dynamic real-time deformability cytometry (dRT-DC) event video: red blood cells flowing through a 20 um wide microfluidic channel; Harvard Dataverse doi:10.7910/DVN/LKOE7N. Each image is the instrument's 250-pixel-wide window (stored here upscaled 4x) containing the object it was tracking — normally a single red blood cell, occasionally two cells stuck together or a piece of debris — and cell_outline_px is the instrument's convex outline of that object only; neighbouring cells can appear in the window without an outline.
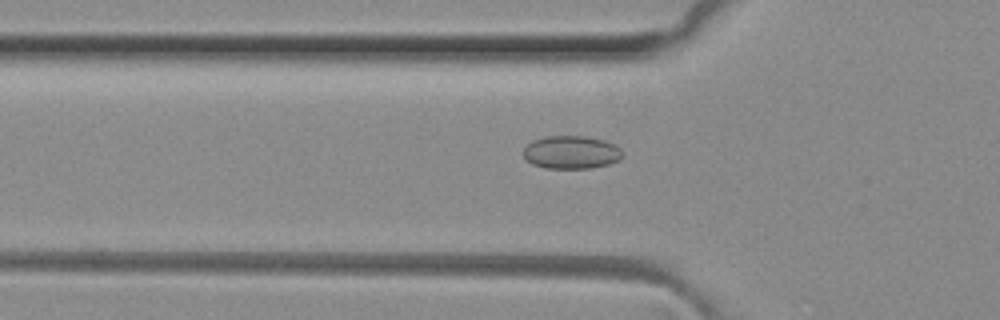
{"species": "common noctule bat (a hibernating species)", "species_latin": "Nyctalus noctula", "temperature_condition": "room temperature", "stored_images_in_passage": 50, "camera_frame_rate_fps": 3000, "um_per_image_px": 0.085, "animal": {"sex": "female", "body_mass_g": 29.2, "forearm_length_mm": 56.3}, "frame": {"image": 1, "passage_image": 17, "time_ms": 5.333, "image_size_px": [1000, 320], "cell_outline_px": [[624, 156], [620, 160], [608, 164], [592, 168], [544, 168], [532, 164], [524, 156], [524, 148], [532, 140], [544, 136], [584, 136], [604, 140], [616, 144], [624, 152]], "centroid_in_image_um": [48.6, 12.94], "position_along_channel_um": 77.2, "area_um2": 19.31}}
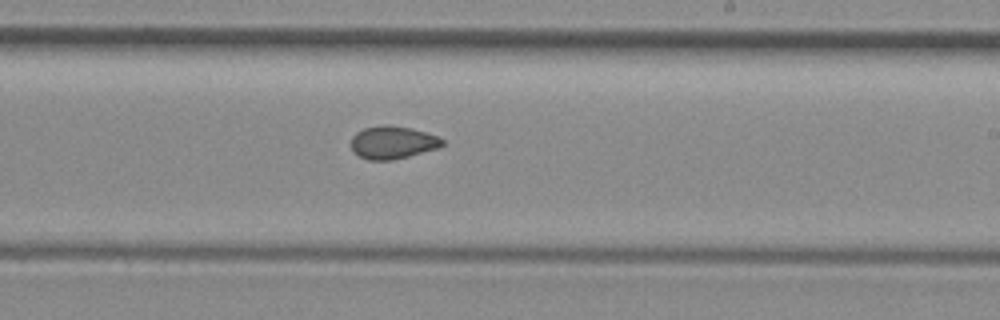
{"frame": {"image": 2, "passage_image": 30, "time_ms": 9.667, "image_size_px": [1000, 320], "cell_outline_px": [[444, 144], [440, 148], [392, 160], [368, 160], [360, 156], [352, 148], [352, 136], [356, 132], [364, 128], [384, 124], [412, 128], [436, 136], [444, 140]], "centroid_in_image_um": [33.39, 12.1], "position_along_channel_um": 255.6, "area_um2": 17.34}}
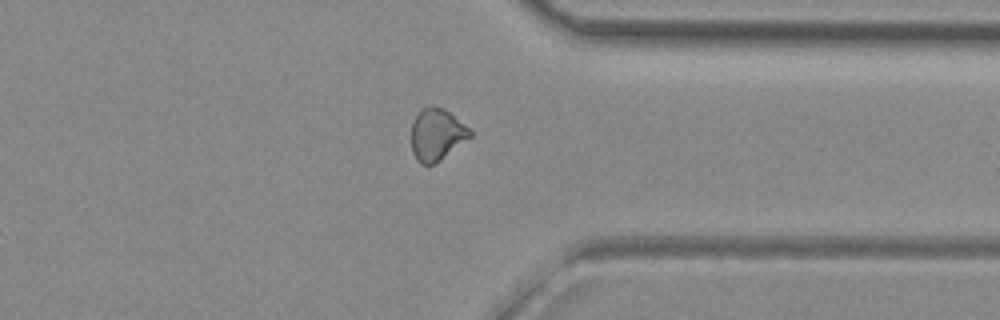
{"frame": {"image": 3, "passage_image": 39, "time_ms": 12.667, "image_size_px": [1000, 320], "cell_outline_px": [[472, 136], [440, 160], [432, 164], [420, 164], [416, 160], [412, 152], [412, 124], [416, 116], [424, 108], [436, 104], [444, 108], [468, 128], [472, 132]], "centroid_in_image_um": [37.11, 11.43], "position_along_channel_um": 374.3, "area_um2": 17.51}, "authors_computed_cell_mechanics": {"area_um2": 18.0047, "velocity_mm_per_s": 4.1135, "shape_relaxation_time_tau1_ms": null, "shape_relaxation_time_tau2_ms": 3.2498, "deformation_change_tau1": null, "deformation_change_tau2": 0.0696}}